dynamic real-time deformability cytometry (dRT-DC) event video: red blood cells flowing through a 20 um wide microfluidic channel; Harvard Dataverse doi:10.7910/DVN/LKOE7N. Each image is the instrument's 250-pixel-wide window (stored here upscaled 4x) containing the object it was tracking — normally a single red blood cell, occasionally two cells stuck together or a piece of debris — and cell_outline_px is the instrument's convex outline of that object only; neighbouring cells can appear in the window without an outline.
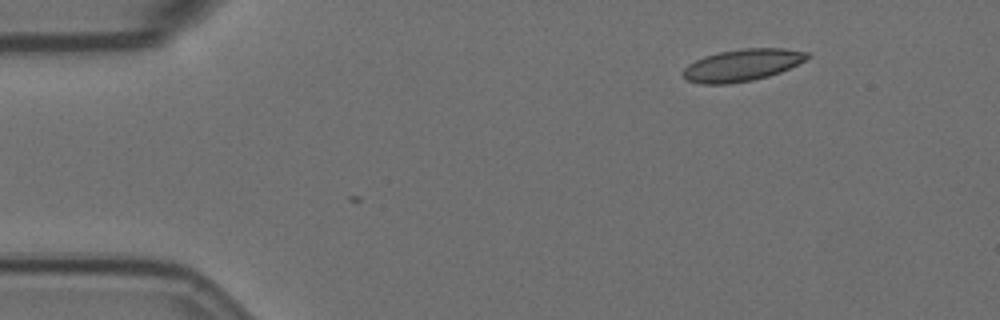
{"species": "Egyptian fruit bat (a non-hibernating species)", "species_latin": "Rousettus aegyptiacus", "temperature_condition": "room temperature", "stored_images_in_passage": 2, "camera_frame_rate_fps": 3000, "um_per_image_px": 0.085, "animal": {"sex": "female"}, "frame": {"image": 1, "passage_image": 2, "time_ms": 0.333, "image_size_px": [1000, 320], "cell_outline_px": [[812, 56], [780, 72], [768, 76], [752, 80], [728, 84], [700, 84], [688, 80], [680, 76], [680, 72], [688, 64], [704, 56], [720, 52], [740, 48], [784, 48], [808, 52]], "centroid_in_image_um": [63.04, 5.53], "position_along_channel_um": 22.0, "area_um2": 23.24}}